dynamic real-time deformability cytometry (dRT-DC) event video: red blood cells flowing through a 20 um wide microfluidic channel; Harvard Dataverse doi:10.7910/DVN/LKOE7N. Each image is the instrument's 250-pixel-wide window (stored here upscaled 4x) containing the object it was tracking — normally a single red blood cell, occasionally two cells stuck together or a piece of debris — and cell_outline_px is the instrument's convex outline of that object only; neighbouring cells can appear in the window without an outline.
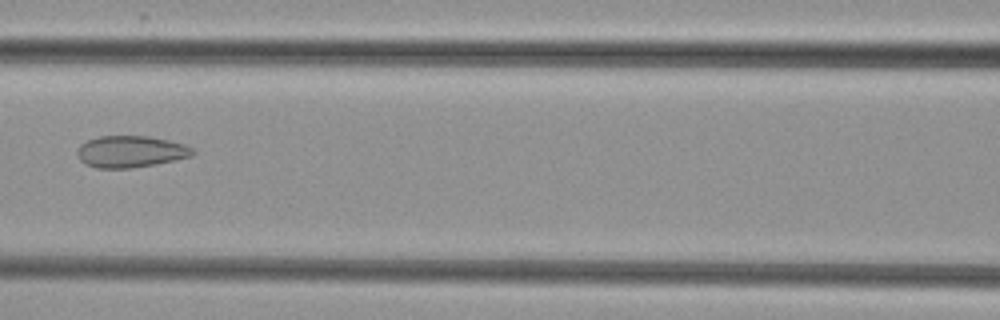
{"species": "common noctule bat (a hibernating species)", "species_latin": "Nyctalus noctula", "temperature_condition": "cold", "stored_images_in_passage": 4, "camera_frame_rate_fps": 3000, "um_per_image_px": 0.085, "animal": {"sex": "female", "body_mass_g": 29.2, "forearm_length_mm": 56.3}, "frame": {"image": 1, "passage_image": 4, "time_ms": 3.667, "image_size_px": [1000, 320], "cell_outline_px": [[196, 152], [192, 156], [176, 160], [132, 168], [96, 168], [84, 164], [80, 160], [76, 152], [80, 144], [88, 140], [100, 136], [148, 136], [168, 140], [184, 144], [192, 148]], "centroid_in_image_um": [11.09, 12.89], "position_along_channel_um": 155.5, "area_um2": 21.39}}